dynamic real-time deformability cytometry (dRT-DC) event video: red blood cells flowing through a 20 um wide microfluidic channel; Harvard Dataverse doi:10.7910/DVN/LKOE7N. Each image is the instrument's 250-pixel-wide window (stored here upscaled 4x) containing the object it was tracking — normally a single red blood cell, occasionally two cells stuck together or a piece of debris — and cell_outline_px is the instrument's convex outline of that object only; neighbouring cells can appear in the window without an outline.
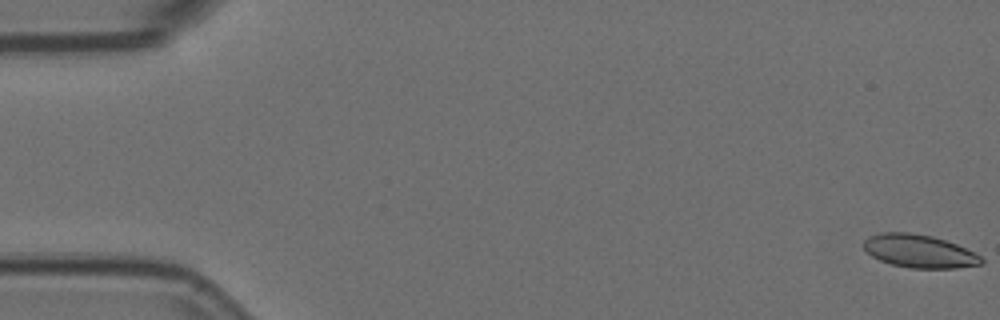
{"species": "Egyptian fruit bat (a non-hibernating species)", "species_latin": "Rousettus aegyptiacus", "temperature_condition": "room temperature", "stored_images_in_passage": 58, "camera_frame_rate_fps": 3000, "um_per_image_px": 0.085, "animal": {"sex": "female"}, "frame": {"image": 1, "passage_image": 1, "time_ms": 0.0, "image_size_px": [1000, 320], "cell_outline_px": [[984, 264], [956, 268], [912, 268], [892, 264], [880, 260], [872, 256], [864, 248], [864, 240], [868, 236], [880, 232], [908, 232], [932, 236], [956, 244], [980, 256], [984, 260]], "centroid_in_image_um": [78.13, 21.34], "position_along_channel_um": 6.9, "area_um2": 22.54}}
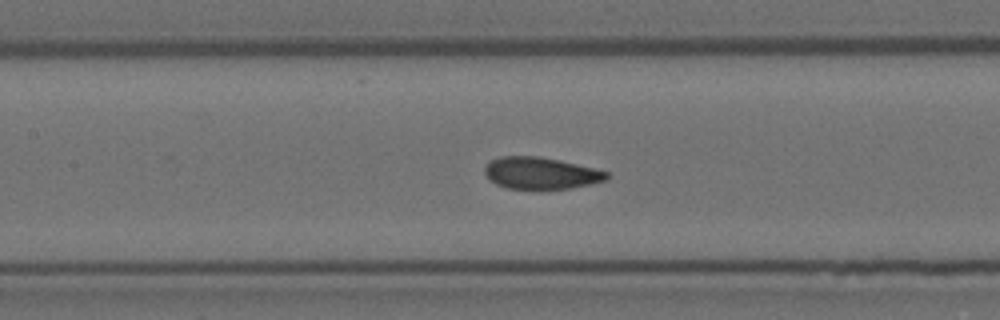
{"frame": {"image": 2, "passage_image": 26, "time_ms": 8.333, "image_size_px": [1000, 320], "cell_outline_px": [[608, 180], [592, 184], [572, 188], [508, 188], [496, 184], [484, 172], [484, 168], [492, 160], [500, 156], [536, 156], [560, 160], [608, 172]], "centroid_in_image_um": [45.99, 14.71], "position_along_channel_um": 161.4, "area_um2": 22.25}}
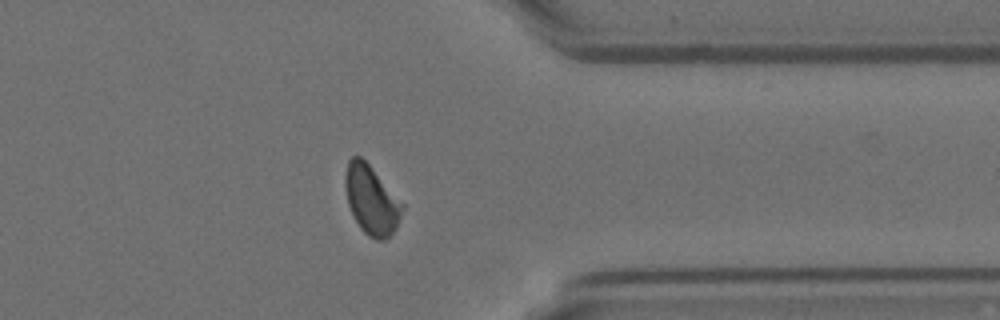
{"frame": {"image": 3, "passage_image": 45, "time_ms": 14.667, "image_size_px": [1000, 320], "cell_outline_px": [[404, 208], [396, 228], [384, 240], [376, 240], [368, 236], [360, 228], [348, 204], [344, 184], [344, 176], [348, 160], [352, 156], [360, 156], [368, 164], [404, 204]], "centroid_in_image_um": [31.56, 17.0], "position_along_channel_um": 379.8, "area_um2": 22.72}, "authors_computed_cell_mechanics": {"area_um2": 22.8599, "velocity_mm_per_s": 3.6038, "shape_relaxation_time_tau1_ms": 7.6985, "shape_relaxation_time_tau2_ms": 1.0108, "deformation_change_tau1": 0.1599, "deformation_change_tau2": 0.0558}}